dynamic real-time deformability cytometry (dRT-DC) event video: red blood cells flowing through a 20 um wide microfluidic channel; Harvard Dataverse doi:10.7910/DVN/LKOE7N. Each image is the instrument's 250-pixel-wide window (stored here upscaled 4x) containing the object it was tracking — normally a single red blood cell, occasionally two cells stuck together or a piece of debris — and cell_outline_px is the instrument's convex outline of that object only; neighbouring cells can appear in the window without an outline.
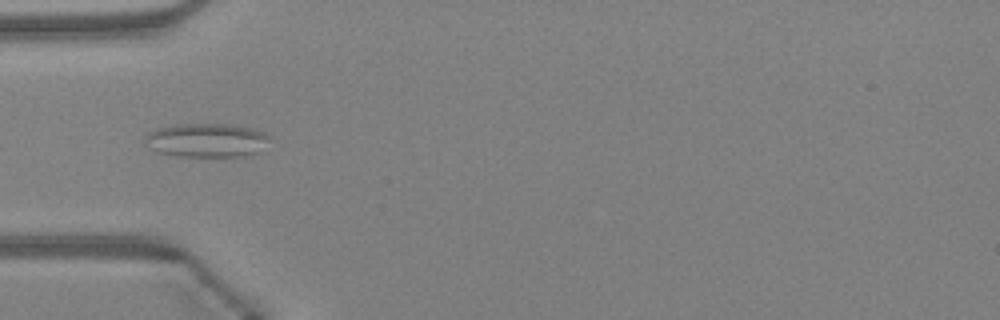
{"species": "Egyptian fruit bat (a non-hibernating species)", "species_latin": "Rousettus aegyptiacus", "temperature_condition": "warm", "stored_images_in_passage": 8, "camera_frame_rate_fps": 3000, "um_per_image_px": 0.085, "animal": {"sex": "female"}, "frame": {"image": 1, "passage_image": 2, "time_ms": 0.333, "image_size_px": [1000, 320], "cell_outline_px": [[272, 136], [256, 152], [244, 156], [176, 156], [156, 152], [148, 148], [144, 144], [144, 136], [148, 132], [156, 128], [172, 124], [232, 124], [252, 128], [264, 132]], "centroid_in_image_um": [17.47, 11.9], "position_along_channel_um": 67.5, "area_um2": 24.85}}